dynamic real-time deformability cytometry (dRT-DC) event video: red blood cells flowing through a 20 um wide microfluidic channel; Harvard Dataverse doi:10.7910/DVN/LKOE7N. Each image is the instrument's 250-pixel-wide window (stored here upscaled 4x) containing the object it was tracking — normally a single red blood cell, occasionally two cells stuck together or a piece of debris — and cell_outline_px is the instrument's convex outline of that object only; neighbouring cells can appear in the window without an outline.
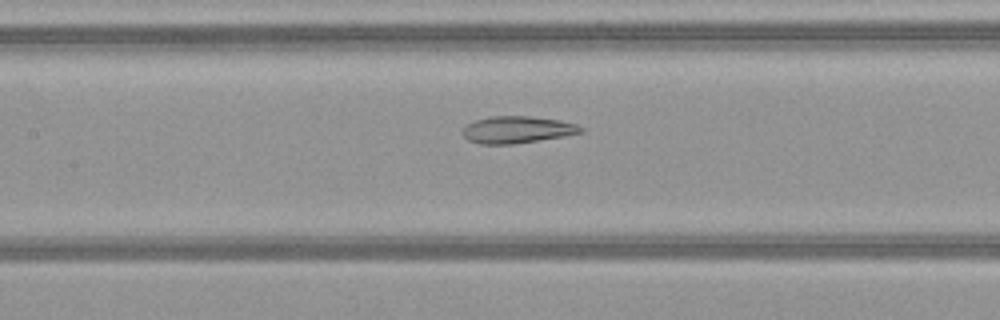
{"species": "common noctule bat (a hibernating species)", "species_latin": "Nyctalus noctula", "temperature_condition": "warm", "stored_images_in_passage": 33, "camera_frame_rate_fps": 3000, "um_per_image_px": 0.085, "animal": {"sex": "female", "body_mass_g": 21.9}, "frame": {"image": 1, "passage_image": 9, "time_ms": 2.667, "image_size_px": [1000, 320], "cell_outline_px": [[584, 132], [564, 136], [512, 144], [480, 144], [468, 140], [460, 132], [460, 128], [464, 124], [488, 116], [528, 116], [560, 120], [576, 124], [584, 128]], "centroid_in_image_um": [43.9, 11.02], "position_along_channel_um": 163.5, "area_um2": 18.79}}
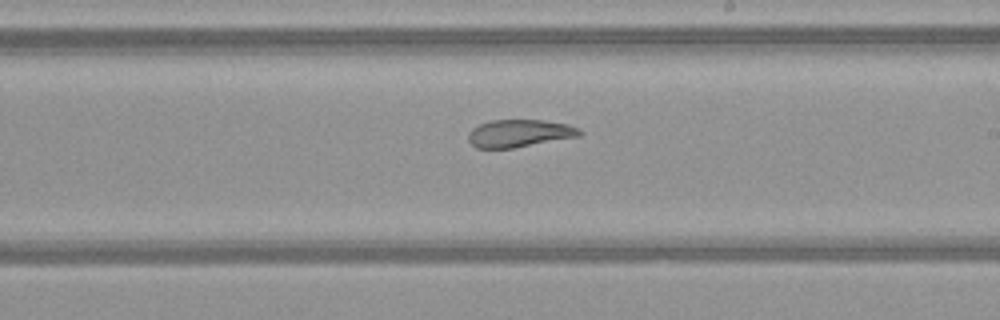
{"frame": {"image": 2, "passage_image": 15, "time_ms": 4.667, "image_size_px": [1000, 320], "cell_outline_px": [[584, 132], [580, 136], [512, 148], [476, 148], [468, 140], [468, 132], [472, 128], [480, 124], [492, 120], [544, 120], [568, 124], [580, 128]], "centroid_in_image_um": [44.17, 11.32], "position_along_channel_um": 244.8, "area_um2": 17.92}}
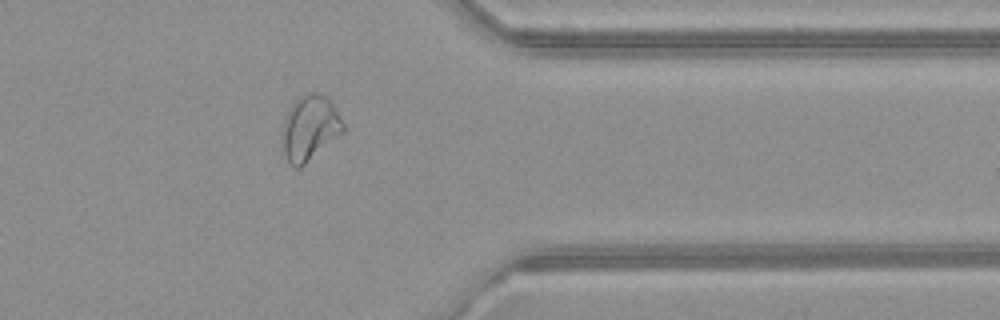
{"frame": {"image": 3, "passage_image": 26, "time_ms": 8.333, "image_size_px": [1000, 320], "cell_outline_px": [[344, 132], [300, 168], [292, 168], [288, 164], [280, 148], [280, 136], [284, 120], [288, 108], [300, 96], [308, 92], [316, 92], [328, 96], [336, 108], [344, 124]], "centroid_in_image_um": [26.29, 10.9], "position_along_channel_um": 385.1, "area_um2": 23.87}}